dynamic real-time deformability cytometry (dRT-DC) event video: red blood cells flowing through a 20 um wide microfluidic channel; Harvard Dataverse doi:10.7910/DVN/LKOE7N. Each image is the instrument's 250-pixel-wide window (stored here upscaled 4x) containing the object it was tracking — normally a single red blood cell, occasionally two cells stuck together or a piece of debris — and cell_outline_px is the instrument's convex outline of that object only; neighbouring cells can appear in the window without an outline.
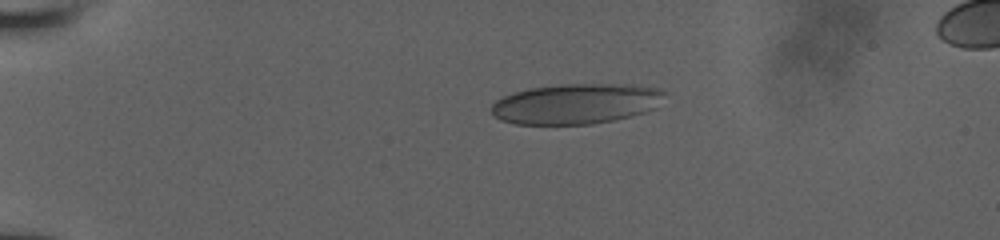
{"species": "human", "species_latin": "Homo sapiens", "temperature_condition": "room temperature", "stored_images_in_passage": 43, "camera_frame_rate_fps": 3000, "um_per_image_px": 0.085, "donor": {"sex": "male"}, "frame": {"image": 1, "passage_image": 1, "time_ms": 0.0, "image_size_px": [1000, 240], "cell_outline_px": [[664, 92], [656, 108], [644, 112], [612, 120], [592, 124], [512, 124], [500, 120], [492, 112], [492, 104], [496, 100], [512, 92], [528, 88], [560, 84], [632, 84], [660, 88]], "centroid_in_image_um": [48.93, 8.81], "position_along_channel_um": 36.1, "area_um2": 40.69}}
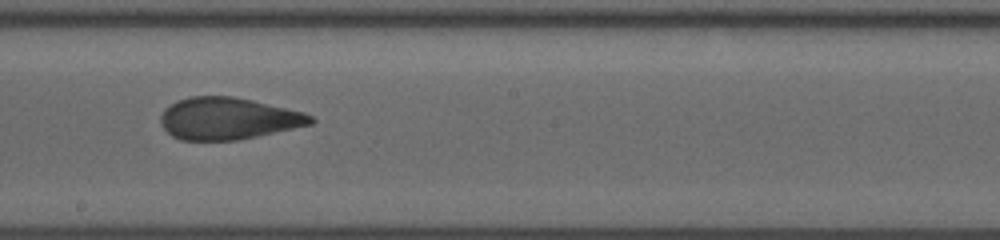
{"frame": {"image": 2, "passage_image": 21, "time_ms": 6.667, "image_size_px": [1000, 240], "cell_outline_px": [[316, 120], [312, 124], [256, 136], [236, 140], [180, 140], [172, 136], [160, 124], [160, 116], [164, 108], [176, 100], [188, 96], [232, 96], [252, 100], [304, 112], [312, 116]], "centroid_in_image_um": [19.35, 10.06], "position_along_channel_um": 228.9, "area_um2": 36.7}}
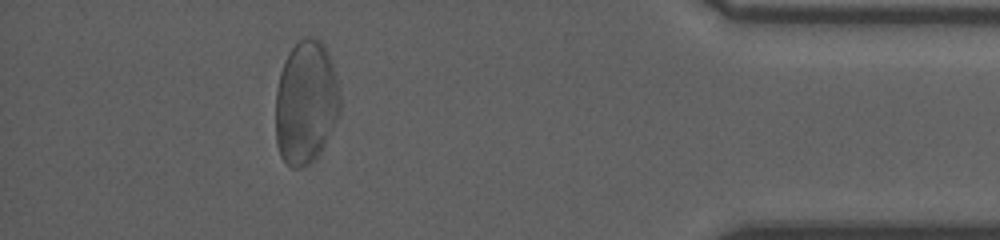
{"frame": {"image": 3, "passage_image": 38, "time_ms": 12.333, "image_size_px": [1000, 240], "cell_outline_px": [[340, 112], [324, 144], [300, 168], [292, 168], [280, 156], [276, 140], [276, 88], [280, 72], [284, 60], [292, 48], [300, 40], [308, 36], [312, 36], [320, 40], [324, 44], [332, 64], [340, 92]], "centroid_in_image_um": [25.98, 8.64], "position_along_channel_um": 409.2, "area_um2": 45.72}}